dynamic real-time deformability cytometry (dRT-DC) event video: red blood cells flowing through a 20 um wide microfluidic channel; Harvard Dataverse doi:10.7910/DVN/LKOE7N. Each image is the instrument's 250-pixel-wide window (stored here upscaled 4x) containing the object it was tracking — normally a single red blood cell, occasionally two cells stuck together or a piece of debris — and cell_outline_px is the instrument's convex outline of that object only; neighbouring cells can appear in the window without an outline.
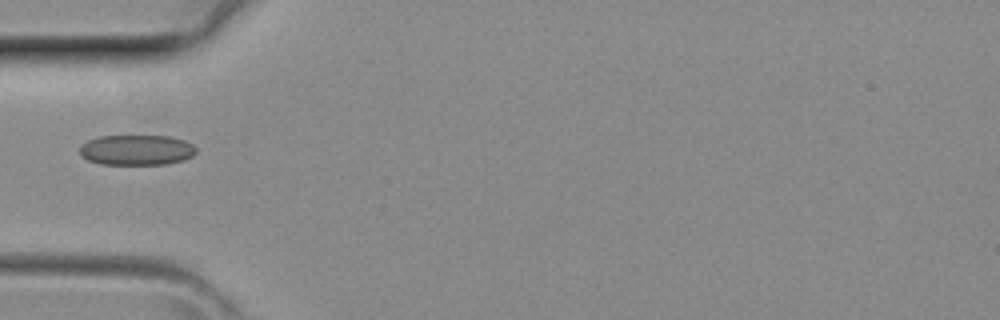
{"species": "common noctule bat (a hibernating species)", "species_latin": "Nyctalus noctula", "temperature_condition": "room temperature", "stored_images_in_passage": 2, "camera_frame_rate_fps": 3000, "um_per_image_px": 0.085, "animal": {"sex": "female", "body_mass_g": 29.2, "forearm_length_mm": 56.3}, "frame": {"image": 1, "passage_image": 2, "time_ms": 0.333, "image_size_px": [1000, 320], "cell_outline_px": [[196, 152], [192, 156], [184, 160], [168, 164], [100, 164], [88, 160], [80, 156], [80, 144], [88, 140], [100, 136], [172, 136], [184, 140], [192, 144], [196, 148]], "centroid_in_image_um": [11.61, 12.75], "position_along_channel_um": 73.4, "area_um2": 20.75}}